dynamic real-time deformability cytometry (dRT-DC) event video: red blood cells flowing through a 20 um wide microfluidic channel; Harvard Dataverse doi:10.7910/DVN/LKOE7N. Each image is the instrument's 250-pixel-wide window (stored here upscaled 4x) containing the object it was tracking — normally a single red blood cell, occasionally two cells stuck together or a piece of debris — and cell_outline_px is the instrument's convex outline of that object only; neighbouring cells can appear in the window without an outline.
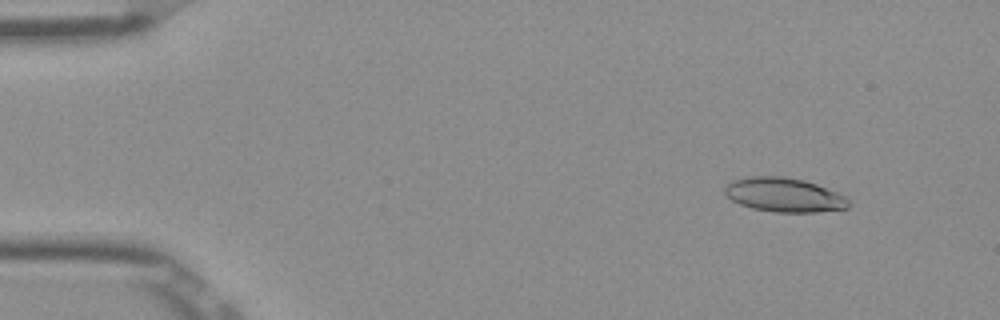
{"species": "Egyptian fruit bat (a non-hibernating species)", "species_latin": "Rousettus aegyptiacus", "temperature_condition": "room temperature", "stored_images_in_passage": 54, "segment_of_instrument_passage": [1, 2], "camera_frame_rate_fps": 3000, "um_per_image_px": 0.085, "frame": {"image": 1, "passage_image": 6, "time_ms": 1.667, "image_size_px": [1000, 320], "cell_outline_px": [[852, 204], [848, 208], [816, 212], [772, 212], [752, 208], [740, 204], [732, 200], [724, 192], [724, 188], [732, 180], [748, 176], [784, 176], [804, 180], [816, 184], [848, 196]], "centroid_in_image_um": [66.69, 16.56], "position_along_channel_um": 18.3, "area_um2": 24.91}}
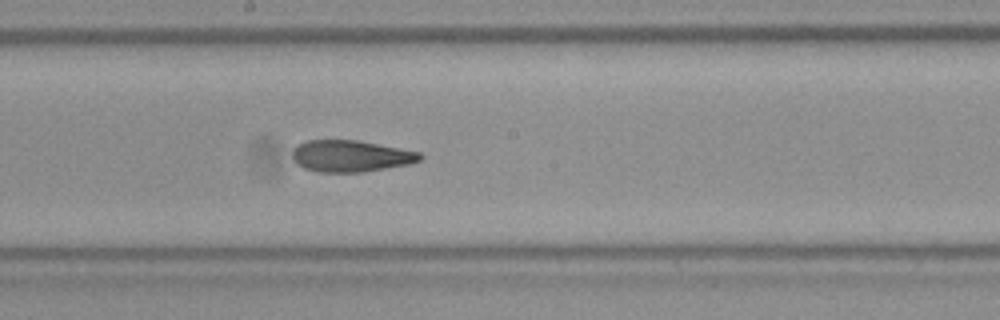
{"frame": {"image": 2, "passage_image": 29, "time_ms": 9.333, "image_size_px": [1000, 320], "cell_outline_px": [[424, 156], [420, 160], [408, 164], [360, 172], [316, 172], [304, 168], [296, 164], [292, 156], [292, 148], [296, 144], [308, 140], [360, 140], [420, 152]], "centroid_in_image_um": [29.77, 13.25], "position_along_channel_um": 218.4, "area_um2": 23.64}}
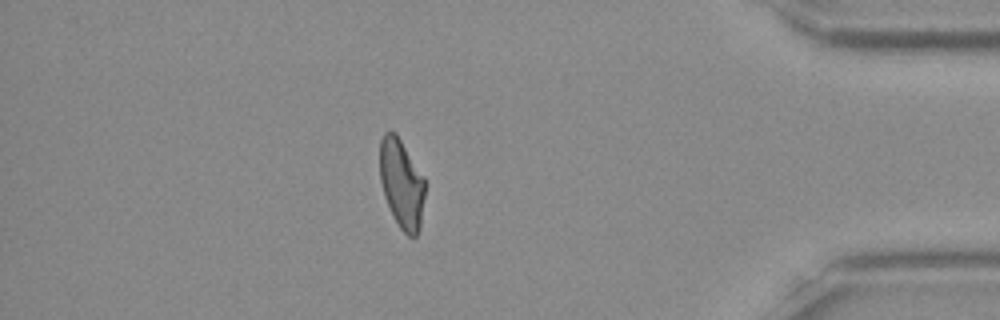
{"frame": {"image": 3, "passage_image": 46, "time_ms": 15.0, "image_size_px": [1000, 320], "cell_outline_px": [[424, 196], [420, 228], [416, 236], [408, 236], [400, 228], [384, 196], [380, 180], [380, 140], [384, 132], [396, 132], [424, 176]], "centroid_in_image_um": [34.13, 15.58], "position_along_channel_um": 401.1, "area_um2": 23.29}}